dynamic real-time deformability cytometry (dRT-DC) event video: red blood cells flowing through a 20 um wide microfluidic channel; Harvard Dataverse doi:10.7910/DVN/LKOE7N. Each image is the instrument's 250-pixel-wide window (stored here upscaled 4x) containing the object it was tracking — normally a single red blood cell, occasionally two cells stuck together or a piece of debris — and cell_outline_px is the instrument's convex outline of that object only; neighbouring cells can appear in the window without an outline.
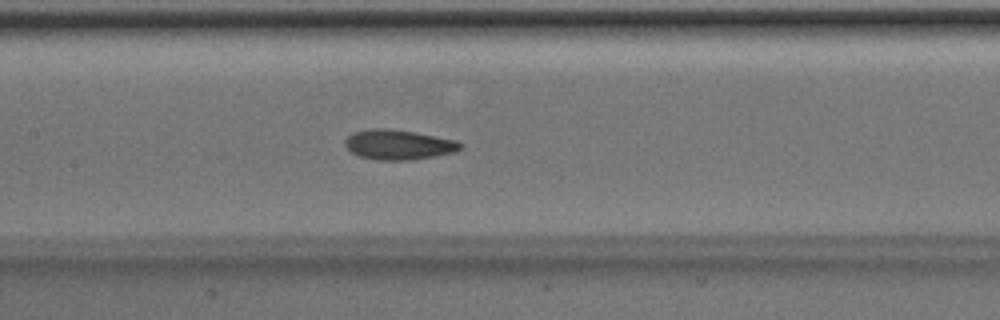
{"species": "Egyptian fruit bat (a non-hibernating species)", "species_latin": "Rousettus aegyptiacus", "temperature_condition": "room temperature", "stored_images_in_passage": 51, "camera_frame_rate_fps": 3000, "um_per_image_px": 0.085, "animal": {"sex": "male"}, "frame": {"image": 1, "passage_image": 24, "time_ms": 7.667, "image_size_px": [1000, 320], "cell_outline_px": [[464, 148], [452, 152], [412, 160], [376, 160], [360, 156], [352, 152], [344, 144], [344, 140], [352, 132], [372, 128], [384, 128], [416, 132], [456, 140], [464, 144]], "centroid_in_image_um": [33.87, 12.29], "position_along_channel_um": 173.5, "area_um2": 20.11}}
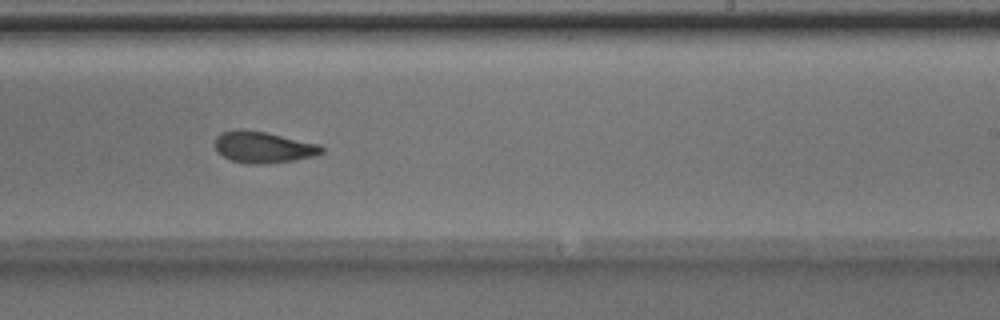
{"frame": {"image": 2, "passage_image": 31, "time_ms": 10.0, "image_size_px": [1000, 320], "cell_outline_px": [[324, 152], [312, 156], [292, 160], [260, 164], [248, 164], [232, 160], [224, 156], [216, 148], [216, 136], [220, 132], [264, 132], [320, 144], [324, 148]], "centroid_in_image_um": [22.44, 12.54], "position_along_channel_um": 266.6, "area_um2": 18.61}}
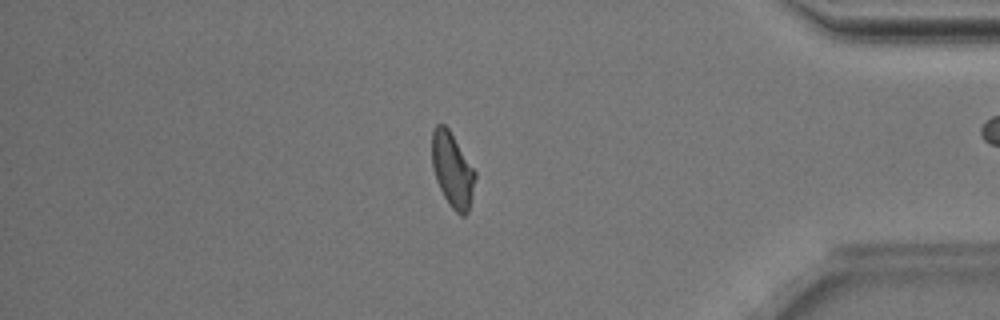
{"frame": {"image": 3, "passage_image": 43, "time_ms": 14.0, "image_size_px": [1000, 320], "cell_outline_px": [[476, 176], [472, 196], [468, 212], [464, 216], [460, 216], [448, 204], [436, 180], [432, 168], [432, 132], [436, 124], [444, 124], [448, 128], [476, 172]], "centroid_in_image_um": [38.45, 14.46], "position_along_channel_um": 396.8, "area_um2": 18.73}, "authors_computed_cell_mechanics": {"area_um2": 19.5364, "velocity_mm_per_s": 4.0183, "shape_relaxation_time_tau1_ms": 3.899, "shape_relaxation_time_tau2_ms": 2.4023, "deformation_change_tau1": 0.1488, "deformation_change_tau2": 0.0952}}